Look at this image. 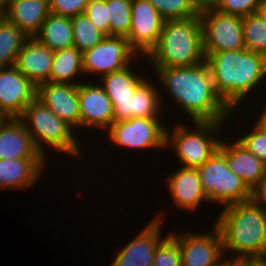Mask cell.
I'll list each match as a JSON object with an SVG mask.
<instances>
[{"mask_svg": "<svg viewBox=\"0 0 266 266\" xmlns=\"http://www.w3.org/2000/svg\"><path fill=\"white\" fill-rule=\"evenodd\" d=\"M154 69L169 97L191 117L192 122L224 121L233 113L215 92L206 61L189 67Z\"/></svg>", "mask_w": 266, "mask_h": 266, "instance_id": "obj_1", "label": "cell"}, {"mask_svg": "<svg viewBox=\"0 0 266 266\" xmlns=\"http://www.w3.org/2000/svg\"><path fill=\"white\" fill-rule=\"evenodd\" d=\"M215 92L234 111L266 77V57L240 49L205 55Z\"/></svg>", "mask_w": 266, "mask_h": 266, "instance_id": "obj_2", "label": "cell"}, {"mask_svg": "<svg viewBox=\"0 0 266 266\" xmlns=\"http://www.w3.org/2000/svg\"><path fill=\"white\" fill-rule=\"evenodd\" d=\"M235 258L266 257V213L252 200L224 207L215 221Z\"/></svg>", "mask_w": 266, "mask_h": 266, "instance_id": "obj_3", "label": "cell"}, {"mask_svg": "<svg viewBox=\"0 0 266 266\" xmlns=\"http://www.w3.org/2000/svg\"><path fill=\"white\" fill-rule=\"evenodd\" d=\"M145 59L153 68L189 67L205 62L199 15L165 20L157 45Z\"/></svg>", "mask_w": 266, "mask_h": 266, "instance_id": "obj_4", "label": "cell"}, {"mask_svg": "<svg viewBox=\"0 0 266 266\" xmlns=\"http://www.w3.org/2000/svg\"><path fill=\"white\" fill-rule=\"evenodd\" d=\"M19 119L32 136L37 149L45 157L47 153L44 152L46 147L43 144L74 157L81 153L73 128L57 117L38 98L25 108Z\"/></svg>", "mask_w": 266, "mask_h": 266, "instance_id": "obj_5", "label": "cell"}, {"mask_svg": "<svg viewBox=\"0 0 266 266\" xmlns=\"http://www.w3.org/2000/svg\"><path fill=\"white\" fill-rule=\"evenodd\" d=\"M193 124L196 126L193 130L179 122L173 129L174 133L171 132L172 134H170V130L166 131V147L172 145L182 167L187 168H198L215 154L221 139L213 137L211 134L212 132L217 134V131L222 129L220 125H223L224 121H196Z\"/></svg>", "mask_w": 266, "mask_h": 266, "instance_id": "obj_6", "label": "cell"}, {"mask_svg": "<svg viewBox=\"0 0 266 266\" xmlns=\"http://www.w3.org/2000/svg\"><path fill=\"white\" fill-rule=\"evenodd\" d=\"M196 169L210 203L226 207L251 200V189L229 169L225 156L219 150Z\"/></svg>", "mask_w": 266, "mask_h": 266, "instance_id": "obj_7", "label": "cell"}, {"mask_svg": "<svg viewBox=\"0 0 266 266\" xmlns=\"http://www.w3.org/2000/svg\"><path fill=\"white\" fill-rule=\"evenodd\" d=\"M204 55L245 49L242 17L224 14L214 8L199 12Z\"/></svg>", "mask_w": 266, "mask_h": 266, "instance_id": "obj_8", "label": "cell"}, {"mask_svg": "<svg viewBox=\"0 0 266 266\" xmlns=\"http://www.w3.org/2000/svg\"><path fill=\"white\" fill-rule=\"evenodd\" d=\"M159 118L134 117L113 122L108 130L110 141L130 149L166 147L167 128Z\"/></svg>", "mask_w": 266, "mask_h": 266, "instance_id": "obj_9", "label": "cell"}, {"mask_svg": "<svg viewBox=\"0 0 266 266\" xmlns=\"http://www.w3.org/2000/svg\"><path fill=\"white\" fill-rule=\"evenodd\" d=\"M137 56L126 37L106 36L82 53L83 74H111L130 66L133 60H137Z\"/></svg>", "mask_w": 266, "mask_h": 266, "instance_id": "obj_10", "label": "cell"}, {"mask_svg": "<svg viewBox=\"0 0 266 266\" xmlns=\"http://www.w3.org/2000/svg\"><path fill=\"white\" fill-rule=\"evenodd\" d=\"M132 22L126 37L130 47L145 58L157 45L165 19L148 0H132Z\"/></svg>", "mask_w": 266, "mask_h": 266, "instance_id": "obj_11", "label": "cell"}, {"mask_svg": "<svg viewBox=\"0 0 266 266\" xmlns=\"http://www.w3.org/2000/svg\"><path fill=\"white\" fill-rule=\"evenodd\" d=\"M210 234L172 233L177 239L181 253L182 266H219L226 256L223 249L222 236L218 226L214 224Z\"/></svg>", "mask_w": 266, "mask_h": 266, "instance_id": "obj_12", "label": "cell"}, {"mask_svg": "<svg viewBox=\"0 0 266 266\" xmlns=\"http://www.w3.org/2000/svg\"><path fill=\"white\" fill-rule=\"evenodd\" d=\"M37 98V86L15 66L0 67V111L9 118H19Z\"/></svg>", "mask_w": 266, "mask_h": 266, "instance_id": "obj_13", "label": "cell"}, {"mask_svg": "<svg viewBox=\"0 0 266 266\" xmlns=\"http://www.w3.org/2000/svg\"><path fill=\"white\" fill-rule=\"evenodd\" d=\"M80 126L108 129L113 121V105L100 85L79 83Z\"/></svg>", "mask_w": 266, "mask_h": 266, "instance_id": "obj_14", "label": "cell"}, {"mask_svg": "<svg viewBox=\"0 0 266 266\" xmlns=\"http://www.w3.org/2000/svg\"><path fill=\"white\" fill-rule=\"evenodd\" d=\"M37 98L73 129L77 126L80 127L78 85L72 83H41L37 86Z\"/></svg>", "mask_w": 266, "mask_h": 266, "instance_id": "obj_15", "label": "cell"}, {"mask_svg": "<svg viewBox=\"0 0 266 266\" xmlns=\"http://www.w3.org/2000/svg\"><path fill=\"white\" fill-rule=\"evenodd\" d=\"M162 216L159 214L115 257L111 266H152L160 238Z\"/></svg>", "mask_w": 266, "mask_h": 266, "instance_id": "obj_16", "label": "cell"}, {"mask_svg": "<svg viewBox=\"0 0 266 266\" xmlns=\"http://www.w3.org/2000/svg\"><path fill=\"white\" fill-rule=\"evenodd\" d=\"M19 118H9L0 129V160L46 159Z\"/></svg>", "mask_w": 266, "mask_h": 266, "instance_id": "obj_17", "label": "cell"}, {"mask_svg": "<svg viewBox=\"0 0 266 266\" xmlns=\"http://www.w3.org/2000/svg\"><path fill=\"white\" fill-rule=\"evenodd\" d=\"M54 51L29 38L22 46L15 67L36 86L49 80Z\"/></svg>", "mask_w": 266, "mask_h": 266, "instance_id": "obj_18", "label": "cell"}, {"mask_svg": "<svg viewBox=\"0 0 266 266\" xmlns=\"http://www.w3.org/2000/svg\"><path fill=\"white\" fill-rule=\"evenodd\" d=\"M218 150L225 156L229 169L252 189L266 174V163L249 152L238 140L221 141Z\"/></svg>", "mask_w": 266, "mask_h": 266, "instance_id": "obj_19", "label": "cell"}, {"mask_svg": "<svg viewBox=\"0 0 266 266\" xmlns=\"http://www.w3.org/2000/svg\"><path fill=\"white\" fill-rule=\"evenodd\" d=\"M167 179L169 192L177 207L196 210L202 201L209 202L196 168L181 167Z\"/></svg>", "mask_w": 266, "mask_h": 266, "instance_id": "obj_20", "label": "cell"}, {"mask_svg": "<svg viewBox=\"0 0 266 266\" xmlns=\"http://www.w3.org/2000/svg\"><path fill=\"white\" fill-rule=\"evenodd\" d=\"M2 15L15 24L28 37H34L50 14L48 0H10L1 11Z\"/></svg>", "mask_w": 266, "mask_h": 266, "instance_id": "obj_21", "label": "cell"}, {"mask_svg": "<svg viewBox=\"0 0 266 266\" xmlns=\"http://www.w3.org/2000/svg\"><path fill=\"white\" fill-rule=\"evenodd\" d=\"M45 163V159L0 160V190L28 189L40 179Z\"/></svg>", "mask_w": 266, "mask_h": 266, "instance_id": "obj_22", "label": "cell"}, {"mask_svg": "<svg viewBox=\"0 0 266 266\" xmlns=\"http://www.w3.org/2000/svg\"><path fill=\"white\" fill-rule=\"evenodd\" d=\"M71 18L49 14L42 23L34 38L49 49H59L74 46Z\"/></svg>", "mask_w": 266, "mask_h": 266, "instance_id": "obj_23", "label": "cell"}, {"mask_svg": "<svg viewBox=\"0 0 266 266\" xmlns=\"http://www.w3.org/2000/svg\"><path fill=\"white\" fill-rule=\"evenodd\" d=\"M83 71L82 52L76 47L64 48L54 51L51 73L47 82L72 83L78 73Z\"/></svg>", "mask_w": 266, "mask_h": 266, "instance_id": "obj_24", "label": "cell"}, {"mask_svg": "<svg viewBox=\"0 0 266 266\" xmlns=\"http://www.w3.org/2000/svg\"><path fill=\"white\" fill-rule=\"evenodd\" d=\"M29 38L2 15L0 17V67L15 66L17 55Z\"/></svg>", "mask_w": 266, "mask_h": 266, "instance_id": "obj_25", "label": "cell"}, {"mask_svg": "<svg viewBox=\"0 0 266 266\" xmlns=\"http://www.w3.org/2000/svg\"><path fill=\"white\" fill-rule=\"evenodd\" d=\"M131 66L102 77L104 83L102 87L111 101L129 99L135 89L145 80V77L142 78V76H138L134 71H131Z\"/></svg>", "mask_w": 266, "mask_h": 266, "instance_id": "obj_26", "label": "cell"}, {"mask_svg": "<svg viewBox=\"0 0 266 266\" xmlns=\"http://www.w3.org/2000/svg\"><path fill=\"white\" fill-rule=\"evenodd\" d=\"M145 79L131 96V119L134 117L159 118L162 99L158 88ZM157 88V89H156ZM161 100V101H160Z\"/></svg>", "mask_w": 266, "mask_h": 266, "instance_id": "obj_27", "label": "cell"}, {"mask_svg": "<svg viewBox=\"0 0 266 266\" xmlns=\"http://www.w3.org/2000/svg\"><path fill=\"white\" fill-rule=\"evenodd\" d=\"M245 48L266 57V18L258 12L242 17Z\"/></svg>", "mask_w": 266, "mask_h": 266, "instance_id": "obj_28", "label": "cell"}, {"mask_svg": "<svg viewBox=\"0 0 266 266\" xmlns=\"http://www.w3.org/2000/svg\"><path fill=\"white\" fill-rule=\"evenodd\" d=\"M71 24L74 47L82 53L106 37L103 32L89 21L84 13L72 17Z\"/></svg>", "mask_w": 266, "mask_h": 266, "instance_id": "obj_29", "label": "cell"}, {"mask_svg": "<svg viewBox=\"0 0 266 266\" xmlns=\"http://www.w3.org/2000/svg\"><path fill=\"white\" fill-rule=\"evenodd\" d=\"M109 36L127 37L130 32L132 0H106Z\"/></svg>", "mask_w": 266, "mask_h": 266, "instance_id": "obj_30", "label": "cell"}, {"mask_svg": "<svg viewBox=\"0 0 266 266\" xmlns=\"http://www.w3.org/2000/svg\"><path fill=\"white\" fill-rule=\"evenodd\" d=\"M165 20L187 19L199 15L191 0H148Z\"/></svg>", "mask_w": 266, "mask_h": 266, "instance_id": "obj_31", "label": "cell"}, {"mask_svg": "<svg viewBox=\"0 0 266 266\" xmlns=\"http://www.w3.org/2000/svg\"><path fill=\"white\" fill-rule=\"evenodd\" d=\"M152 266H182L179 244L171 233L158 244Z\"/></svg>", "mask_w": 266, "mask_h": 266, "instance_id": "obj_32", "label": "cell"}, {"mask_svg": "<svg viewBox=\"0 0 266 266\" xmlns=\"http://www.w3.org/2000/svg\"><path fill=\"white\" fill-rule=\"evenodd\" d=\"M251 132L237 139L249 152L266 163V132L256 123Z\"/></svg>", "mask_w": 266, "mask_h": 266, "instance_id": "obj_33", "label": "cell"}, {"mask_svg": "<svg viewBox=\"0 0 266 266\" xmlns=\"http://www.w3.org/2000/svg\"><path fill=\"white\" fill-rule=\"evenodd\" d=\"M261 0H218L213 7L224 14L248 16L258 12Z\"/></svg>", "mask_w": 266, "mask_h": 266, "instance_id": "obj_34", "label": "cell"}, {"mask_svg": "<svg viewBox=\"0 0 266 266\" xmlns=\"http://www.w3.org/2000/svg\"><path fill=\"white\" fill-rule=\"evenodd\" d=\"M84 14L101 32L109 36L110 19H108L106 0H89Z\"/></svg>", "mask_w": 266, "mask_h": 266, "instance_id": "obj_35", "label": "cell"}, {"mask_svg": "<svg viewBox=\"0 0 266 266\" xmlns=\"http://www.w3.org/2000/svg\"><path fill=\"white\" fill-rule=\"evenodd\" d=\"M89 0H48L50 13L72 18L85 13Z\"/></svg>", "mask_w": 266, "mask_h": 266, "instance_id": "obj_36", "label": "cell"}, {"mask_svg": "<svg viewBox=\"0 0 266 266\" xmlns=\"http://www.w3.org/2000/svg\"><path fill=\"white\" fill-rule=\"evenodd\" d=\"M113 105V121L131 119V97L125 101H111Z\"/></svg>", "mask_w": 266, "mask_h": 266, "instance_id": "obj_37", "label": "cell"}, {"mask_svg": "<svg viewBox=\"0 0 266 266\" xmlns=\"http://www.w3.org/2000/svg\"><path fill=\"white\" fill-rule=\"evenodd\" d=\"M251 200L266 213V174L251 189Z\"/></svg>", "mask_w": 266, "mask_h": 266, "instance_id": "obj_38", "label": "cell"}, {"mask_svg": "<svg viewBox=\"0 0 266 266\" xmlns=\"http://www.w3.org/2000/svg\"><path fill=\"white\" fill-rule=\"evenodd\" d=\"M218 0H191L194 6L199 10L213 8Z\"/></svg>", "mask_w": 266, "mask_h": 266, "instance_id": "obj_39", "label": "cell"}, {"mask_svg": "<svg viewBox=\"0 0 266 266\" xmlns=\"http://www.w3.org/2000/svg\"><path fill=\"white\" fill-rule=\"evenodd\" d=\"M219 266H245V258H223Z\"/></svg>", "mask_w": 266, "mask_h": 266, "instance_id": "obj_40", "label": "cell"}, {"mask_svg": "<svg viewBox=\"0 0 266 266\" xmlns=\"http://www.w3.org/2000/svg\"><path fill=\"white\" fill-rule=\"evenodd\" d=\"M245 266H266V257L245 258Z\"/></svg>", "mask_w": 266, "mask_h": 266, "instance_id": "obj_41", "label": "cell"}, {"mask_svg": "<svg viewBox=\"0 0 266 266\" xmlns=\"http://www.w3.org/2000/svg\"><path fill=\"white\" fill-rule=\"evenodd\" d=\"M259 116L260 118L256 120V123L266 132V105L264 107L263 112Z\"/></svg>", "mask_w": 266, "mask_h": 266, "instance_id": "obj_42", "label": "cell"}, {"mask_svg": "<svg viewBox=\"0 0 266 266\" xmlns=\"http://www.w3.org/2000/svg\"><path fill=\"white\" fill-rule=\"evenodd\" d=\"M258 13L266 18V0H261L260 1V5H259V9H258Z\"/></svg>", "mask_w": 266, "mask_h": 266, "instance_id": "obj_43", "label": "cell"}, {"mask_svg": "<svg viewBox=\"0 0 266 266\" xmlns=\"http://www.w3.org/2000/svg\"><path fill=\"white\" fill-rule=\"evenodd\" d=\"M8 119L9 117L5 113L0 111V129L7 122Z\"/></svg>", "mask_w": 266, "mask_h": 266, "instance_id": "obj_44", "label": "cell"}, {"mask_svg": "<svg viewBox=\"0 0 266 266\" xmlns=\"http://www.w3.org/2000/svg\"><path fill=\"white\" fill-rule=\"evenodd\" d=\"M10 0H0V12L9 4Z\"/></svg>", "mask_w": 266, "mask_h": 266, "instance_id": "obj_45", "label": "cell"}]
</instances>
